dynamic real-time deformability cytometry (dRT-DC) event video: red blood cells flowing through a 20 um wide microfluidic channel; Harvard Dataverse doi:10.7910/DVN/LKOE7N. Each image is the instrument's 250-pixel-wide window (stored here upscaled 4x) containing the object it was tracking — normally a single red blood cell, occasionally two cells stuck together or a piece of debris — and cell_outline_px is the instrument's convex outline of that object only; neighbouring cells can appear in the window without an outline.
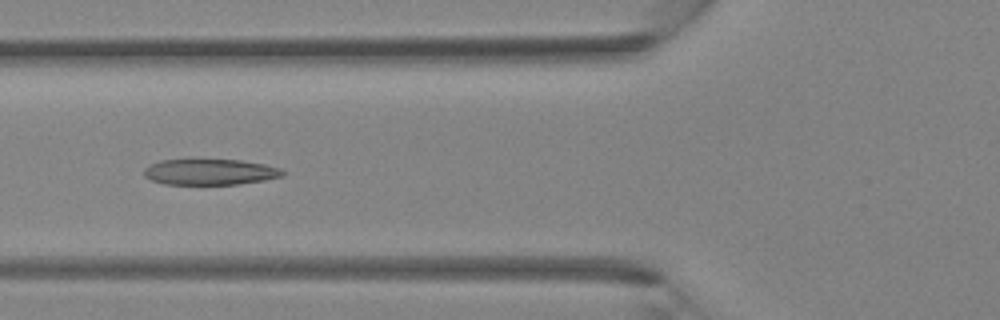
{"species": "Egyptian fruit bat (a non-hibernating species)", "species_latin": "Rousettus aegyptiacus", "temperature_condition": "room temperature", "stored_images_in_passage": 31, "camera_frame_rate_fps": 3000, "um_per_image_px": 0.085, "animal": {"sex": "female"}, "frame": {"image": 1, "passage_image": 8, "time_ms": 2.333, "image_size_px": [1000, 320], "cell_outline_px": [[288, 172], [284, 176], [264, 180], [240, 184], [164, 184], [152, 180], [144, 176], [144, 168], [148, 164], [160, 160], [240, 160], [264, 164], [280, 168]], "centroid_in_image_um": [17.87, 14.62], "position_along_channel_um": 107.9, "area_um2": 20.98}}
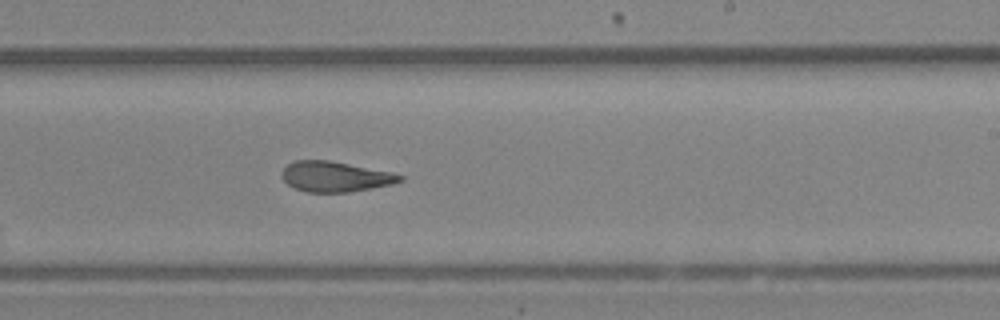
{"frame": {"image": 2, "passage_image": 17, "time_ms": 5.333, "image_size_px": [1000, 320], "cell_outline_px": [[404, 180], [392, 184], [372, 188], [348, 192], [308, 192], [296, 188], [288, 184], [280, 176], [280, 172], [288, 164], [296, 160], [328, 160], [392, 172], [404, 176]], "centroid_in_image_um": [28.49, 15.01], "position_along_channel_um": 260.5, "area_um2": 20.81}}
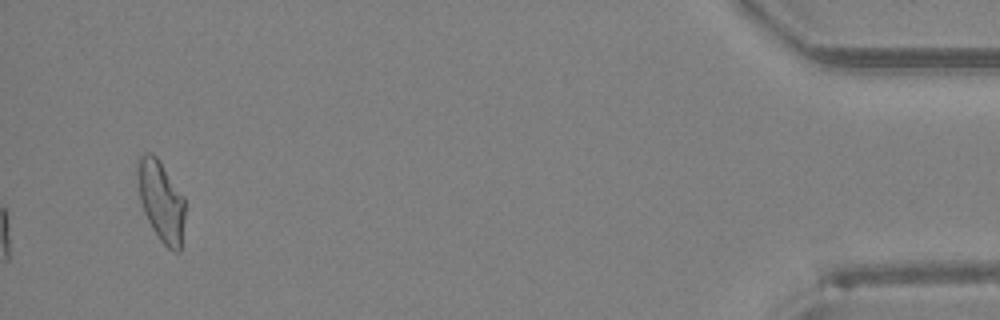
{"frame": {"image": 3, "passage_image": 31, "time_ms": 10.0, "image_size_px": [1000, 320], "cell_outline_px": [[184, 220], [180, 252], [176, 252], [168, 248], [160, 240], [152, 228], [144, 212], [140, 200], [136, 172], [136, 160], [144, 152], [152, 152], [156, 156], [184, 196]], "centroid_in_image_um": [13.67, 17.05], "position_along_channel_um": 421.5, "area_um2": 22.37}}